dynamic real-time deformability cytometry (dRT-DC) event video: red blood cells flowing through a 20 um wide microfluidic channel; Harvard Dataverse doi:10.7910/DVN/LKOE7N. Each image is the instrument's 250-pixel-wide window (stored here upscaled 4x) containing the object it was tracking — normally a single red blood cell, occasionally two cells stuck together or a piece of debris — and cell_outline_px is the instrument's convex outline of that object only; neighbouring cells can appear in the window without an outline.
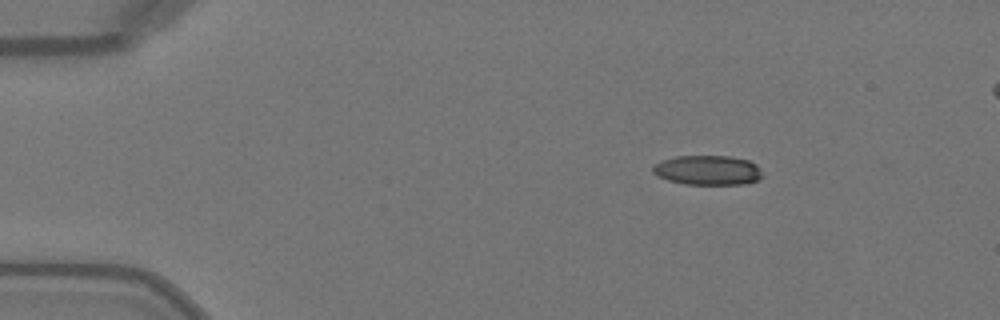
{"species": "Egyptian fruit bat (a non-hibernating species)", "species_latin": "Rousettus aegyptiacus", "temperature_condition": "warm", "stored_images_in_passage": 44, "camera_frame_rate_fps": 3000, "um_per_image_px": 0.085, "animal": {"sex": "female"}, "frame": {"image": 1, "passage_image": 1, "time_ms": 0.0, "image_size_px": [1000, 320], "cell_outline_px": [[764, 176], [756, 180], [740, 184], [684, 184], [668, 180], [656, 176], [652, 172], [652, 168], [660, 160], [676, 156], [728, 156], [748, 160], [756, 164], [760, 168]], "centroid_in_image_um": [60.13, 14.46], "position_along_channel_um": 24.9, "area_um2": 18.96}}
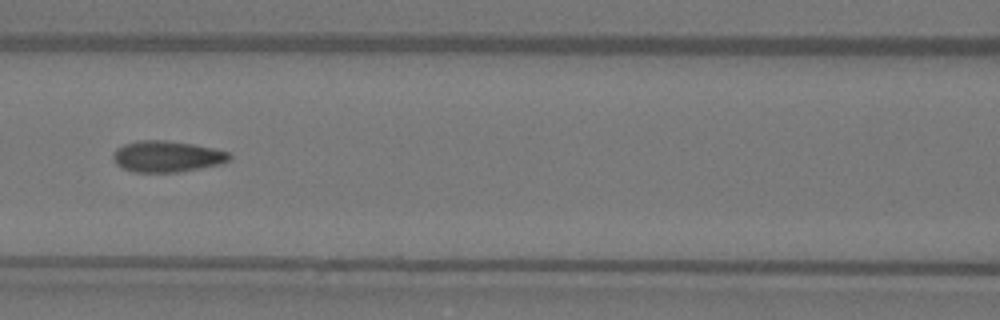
{"frame": {"image": 2, "passage_image": 16, "time_ms": 5.0, "image_size_px": [1000, 320], "cell_outline_px": [[232, 156], [228, 160], [220, 164], [180, 172], [132, 172], [116, 164], [112, 160], [112, 152], [116, 148], [124, 144], [136, 140], [164, 140], [192, 144], [212, 148], [228, 152]], "centroid_in_image_um": [14.13, 13.3], "position_along_channel_um": 152.5, "area_um2": 21.21}}
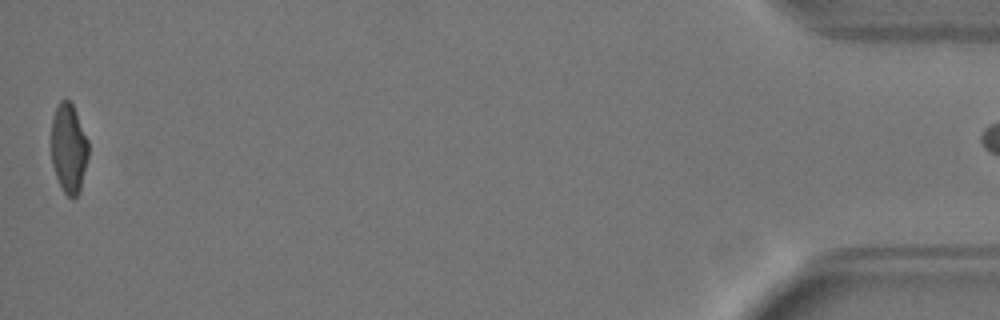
{"frame": {"image": 3, "passage_image": 43, "time_ms": 14.0, "image_size_px": [1000, 320], "cell_outline_px": [[88, 156], [80, 192], [72, 200], [64, 192], [56, 176], [52, 164], [52, 120], [56, 108], [60, 100], [68, 100], [72, 104], [76, 112], [88, 140]], "centroid_in_image_um": [5.85, 12.63], "position_along_channel_um": 429.3, "area_um2": 19.19}}